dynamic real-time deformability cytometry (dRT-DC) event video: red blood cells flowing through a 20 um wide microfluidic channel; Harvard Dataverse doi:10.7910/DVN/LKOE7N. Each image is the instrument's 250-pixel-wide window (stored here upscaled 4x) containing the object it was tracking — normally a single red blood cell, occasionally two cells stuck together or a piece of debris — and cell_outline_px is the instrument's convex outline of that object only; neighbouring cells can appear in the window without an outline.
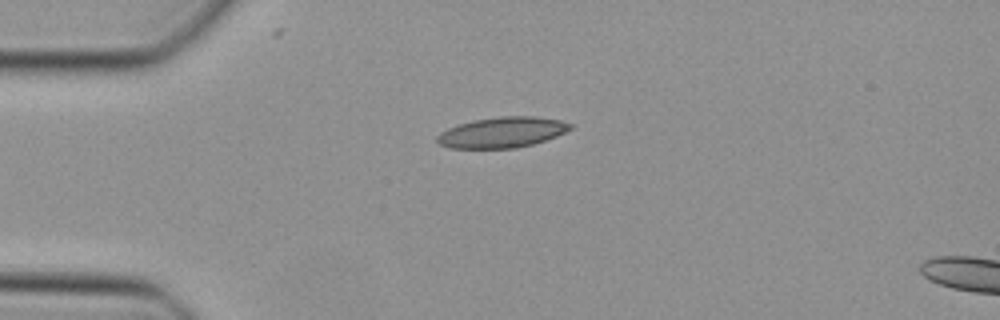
{"species": "Egyptian fruit bat (a non-hibernating species)", "species_latin": "Rousettus aegyptiacus", "temperature_condition": "cold", "stored_images_in_passage": 37, "camera_frame_rate_fps": 3000, "um_per_image_px": 0.085, "animal": {"sex": "female"}, "frame": {"image": 1, "passage_image": 1, "time_ms": 0.0, "image_size_px": [1000, 320], "cell_outline_px": [[572, 128], [556, 136], [532, 144], [516, 148], [452, 148], [440, 144], [436, 140], [436, 136], [440, 132], [448, 128], [460, 124], [476, 120], [500, 116], [536, 116], [560, 120], [572, 124]], "centroid_in_image_um": [42.68, 11.25], "position_along_channel_um": 42.3, "area_um2": 23.52}}
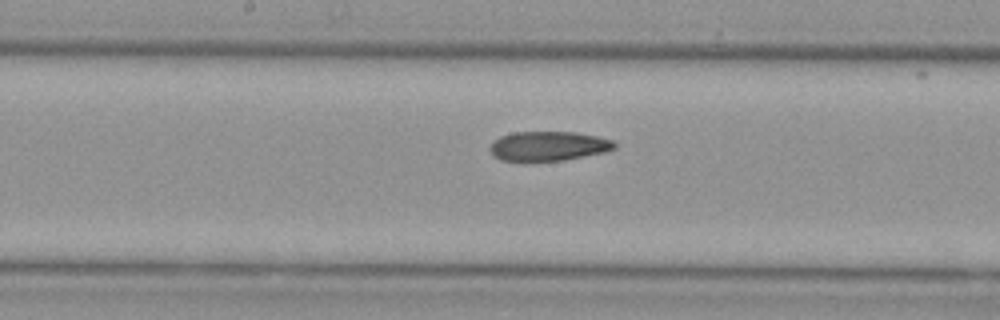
{"frame": {"image": 2, "passage_image": 14, "time_ms": 4.333, "image_size_px": [1000, 320], "cell_outline_px": [[616, 148], [604, 152], [564, 160], [500, 160], [488, 148], [500, 136], [512, 132], [576, 132], [596, 136], [612, 140], [616, 144]], "centroid_in_image_um": [46.64, 12.4], "position_along_channel_um": 201.6, "area_um2": 21.04}}
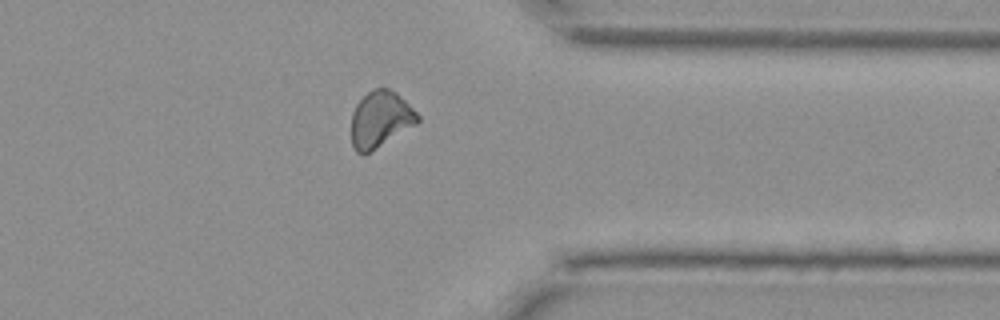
{"frame": {"image": 3, "passage_image": 27, "time_ms": 8.667, "image_size_px": [1000, 320], "cell_outline_px": [[420, 120], [416, 124], [364, 156], [356, 152], [352, 144], [352, 112], [356, 104], [372, 88], [388, 88], [396, 92], [420, 116]], "centroid_in_image_um": [32.32, 10.15], "position_along_channel_um": 379.1, "area_um2": 21.68}}